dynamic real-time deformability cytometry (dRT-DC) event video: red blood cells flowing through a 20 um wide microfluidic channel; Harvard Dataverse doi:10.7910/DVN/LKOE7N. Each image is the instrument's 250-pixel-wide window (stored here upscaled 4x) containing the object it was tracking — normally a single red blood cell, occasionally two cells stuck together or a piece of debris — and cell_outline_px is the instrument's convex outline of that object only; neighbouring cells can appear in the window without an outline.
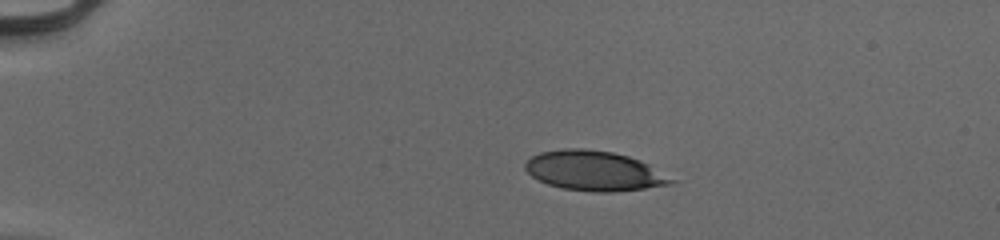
{"species": "human", "species_latin": "Homo sapiens", "temperature_condition": "cold", "stored_images_in_passage": 42, "camera_frame_rate_fps": 3000, "um_per_image_px": 0.085, "donor": {"sex": "male"}, "frame": {"image": 1, "passage_image": 1, "time_ms": 0.0, "image_size_px": [1000, 240], "cell_outline_px": [[680, 180], [672, 184], [616, 192], [592, 192], [560, 188], [548, 184], [532, 176], [524, 168], [524, 164], [532, 156], [540, 152], [564, 148], [584, 148], [612, 152], [628, 156], [640, 160]], "centroid_in_image_um": [50.55, 14.52], "position_along_channel_um": 34.5, "area_um2": 34.16}}
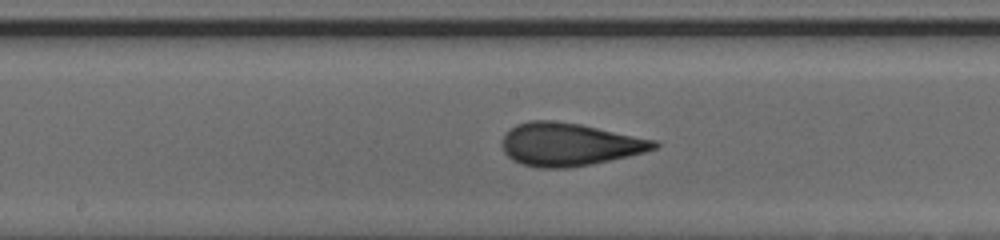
{"frame": {"image": 2, "passage_image": 19, "time_ms": 6.0, "image_size_px": [1000, 240], "cell_outline_px": [[660, 144], [656, 148], [644, 152], [628, 156], [592, 164], [568, 168], [540, 168], [520, 164], [512, 160], [504, 152], [500, 144], [500, 140], [516, 124], [528, 120], [552, 120], [580, 124], [656, 140]], "centroid_in_image_um": [48.35, 12.28], "position_along_channel_um": 199.9, "area_um2": 38.15}}
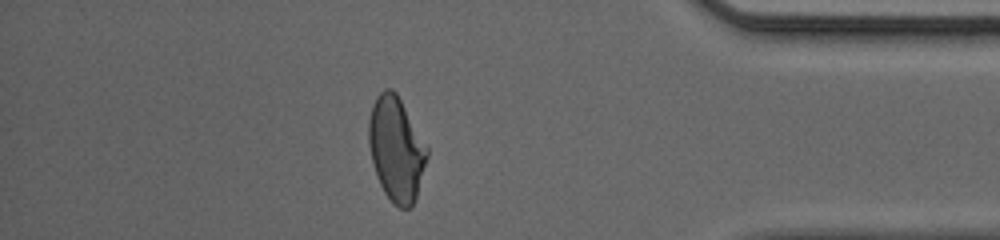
{"frame": {"image": 3, "passage_image": 36, "time_ms": 11.667, "image_size_px": [1000, 240], "cell_outline_px": [[428, 156], [416, 196], [412, 204], [408, 208], [400, 208], [392, 204], [384, 192], [376, 176], [368, 144], [368, 120], [372, 104], [376, 96], [384, 88], [392, 88], [396, 92], [428, 148]], "centroid_in_image_um": [33.65, 12.65], "position_along_channel_um": 401.5, "area_um2": 35.37}, "authors_computed_cell_mechanics": {"area_um2": 36.6452, "velocity_mm_per_s": 4.0076, "shape_relaxation_time_tau1_ms": 4.9246, "shape_relaxation_time_tau2_ms": 0.6545, "deformation_change_tau1": 0.1903, "deformation_change_tau2": 0.0667}}